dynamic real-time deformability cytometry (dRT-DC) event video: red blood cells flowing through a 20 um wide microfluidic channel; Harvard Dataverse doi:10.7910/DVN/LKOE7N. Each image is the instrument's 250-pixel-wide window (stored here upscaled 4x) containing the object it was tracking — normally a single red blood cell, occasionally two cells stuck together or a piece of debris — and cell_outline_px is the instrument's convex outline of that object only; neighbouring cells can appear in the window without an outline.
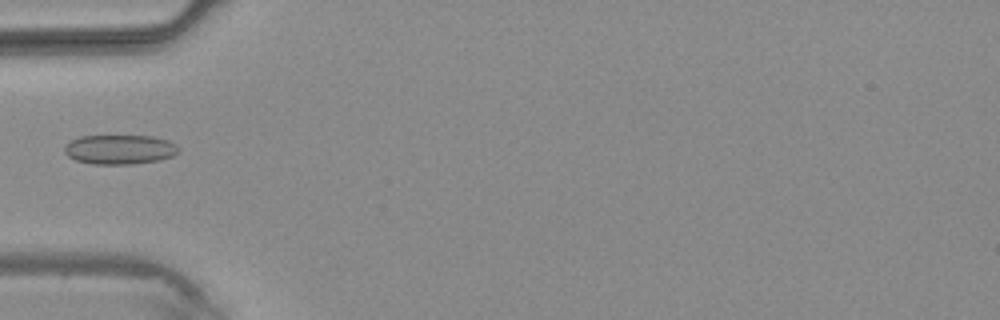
{"species": "common noctule bat (a hibernating species)", "species_latin": "Nyctalus noctula", "temperature_condition": "warm", "stored_images_in_passage": 1, "camera_frame_rate_fps": 3000, "um_per_image_px": 0.085, "animal": {"sex": "male", "body_mass_g": 20.4}, "frame": {"image": 1, "passage_image": 1, "time_ms": 0.0, "image_size_px": [1000, 320], "cell_outline_px": [[180, 152], [172, 156], [156, 160], [132, 164], [92, 164], [76, 160], [68, 156], [64, 152], [64, 148], [72, 140], [80, 136], [152, 136], [168, 140], [176, 144], [180, 148]], "centroid_in_image_um": [10.2, 12.7], "position_along_channel_um": 74.8, "area_um2": 19.54}}